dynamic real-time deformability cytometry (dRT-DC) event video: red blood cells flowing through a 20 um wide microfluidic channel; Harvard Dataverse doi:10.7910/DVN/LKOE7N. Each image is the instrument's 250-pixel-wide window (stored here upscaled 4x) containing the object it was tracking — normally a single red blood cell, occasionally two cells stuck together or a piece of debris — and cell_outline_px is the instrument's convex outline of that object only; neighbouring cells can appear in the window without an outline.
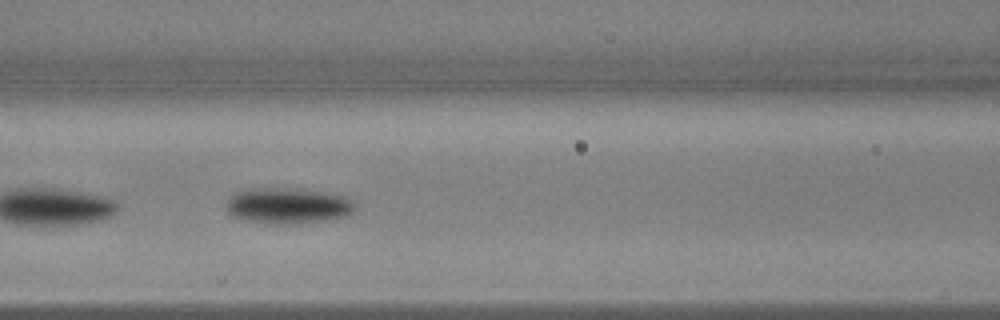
{"species": "common noctule bat (a hibernating species)", "species_latin": "Nyctalus noctula", "temperature_condition": "warm", "stored_images_in_passage": 26, "camera_frame_rate_fps": 3000, "um_per_image_px": 0.085, "animal": {"sex": "male", "body_mass_g": 17.9, "forearm_length_mm": 54.2}, "frame": {"image": 1, "passage_image": 12, "time_ms": 3.667, "image_size_px": [1000, 320], "cell_outline_px": [[356, 208], [352, 212], [344, 216], [328, 220], [292, 224], [268, 224], [240, 220], [232, 216], [228, 212], [228, 200], [236, 192], [256, 188], [292, 188], [320, 192], [344, 196], [352, 200], [356, 204]], "centroid_in_image_um": [24.46, 17.51], "position_along_channel_um": 142.1, "area_um2": 26.88}}
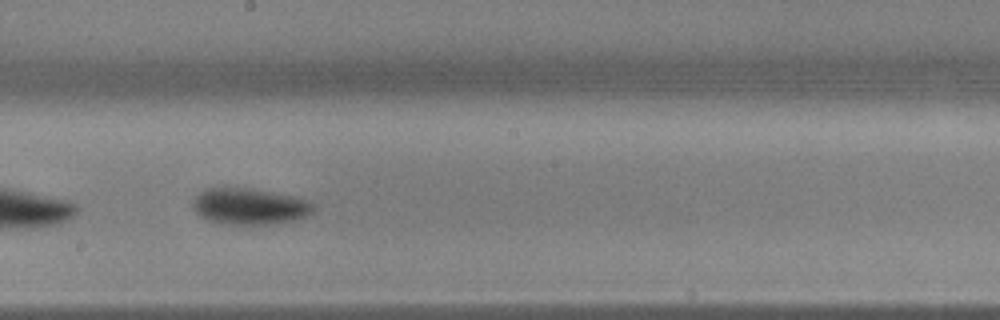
{"frame": {"image": 2, "passage_image": 19, "time_ms": 6.0, "image_size_px": [1000, 320], "cell_outline_px": [[316, 208], [308, 216], [296, 220], [272, 224], [224, 224], [204, 220], [192, 208], [192, 200], [200, 192], [208, 188], [252, 188], [292, 196], [316, 204]], "centroid_in_image_um": [21.2, 17.55], "position_along_channel_um": 227.0, "area_um2": 25.72}}
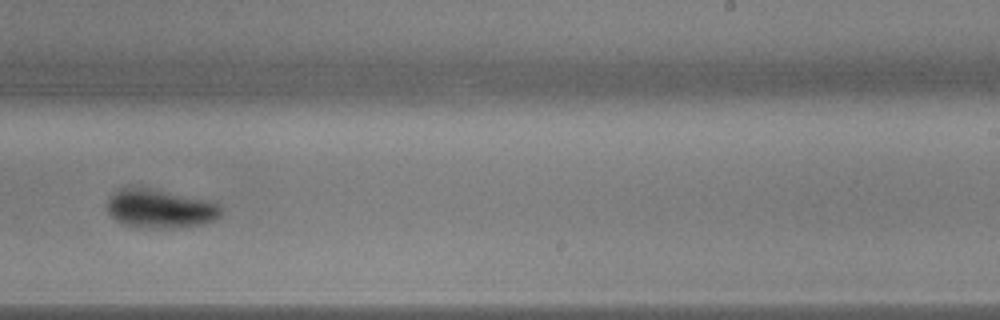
{"frame": {"image": 3, "passage_image": 23, "time_ms": 7.333, "image_size_px": [1000, 320], "cell_outline_px": [[224, 208], [220, 216], [216, 220], [204, 224], [172, 228], [140, 228], [124, 224], [116, 220], [108, 212], [108, 200], [120, 188], [136, 188], [160, 192], [220, 204]], "centroid_in_image_um": [13.63, 17.8], "position_along_channel_um": 275.4, "area_um2": 24.8}}